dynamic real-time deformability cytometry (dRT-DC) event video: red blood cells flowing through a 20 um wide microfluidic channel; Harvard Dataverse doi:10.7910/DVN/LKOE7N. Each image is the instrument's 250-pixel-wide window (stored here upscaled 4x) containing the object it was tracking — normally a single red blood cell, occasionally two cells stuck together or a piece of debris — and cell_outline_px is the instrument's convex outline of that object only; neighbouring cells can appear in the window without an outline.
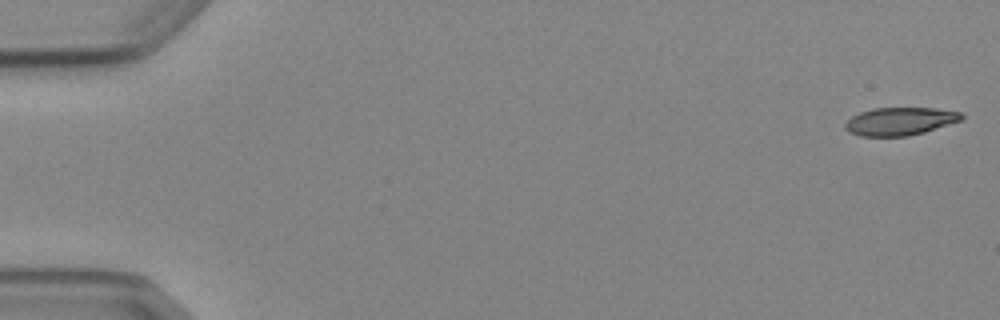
{"species": "Egyptian fruit bat (a non-hibernating species)", "species_latin": "Rousettus aegyptiacus", "temperature_condition": "cold", "stored_images_in_passage": 3, "segment_of_instrument_passage": [2, 2], "camera_frame_rate_fps": 3000, "um_per_image_px": 0.085, "animal": {"sex": "female"}, "frame": {"image": 1, "passage_image": 3, "time_ms": 3.0, "image_size_px": [1000, 320], "cell_outline_px": [[964, 120], [924, 132], [908, 136], [860, 136], [848, 132], [844, 128], [844, 124], [852, 116], [860, 112], [872, 108], [936, 108], [960, 112], [964, 116]], "centroid_in_image_um": [76.5, 10.31], "position_along_channel_um": 8.5, "area_um2": 19.07}}